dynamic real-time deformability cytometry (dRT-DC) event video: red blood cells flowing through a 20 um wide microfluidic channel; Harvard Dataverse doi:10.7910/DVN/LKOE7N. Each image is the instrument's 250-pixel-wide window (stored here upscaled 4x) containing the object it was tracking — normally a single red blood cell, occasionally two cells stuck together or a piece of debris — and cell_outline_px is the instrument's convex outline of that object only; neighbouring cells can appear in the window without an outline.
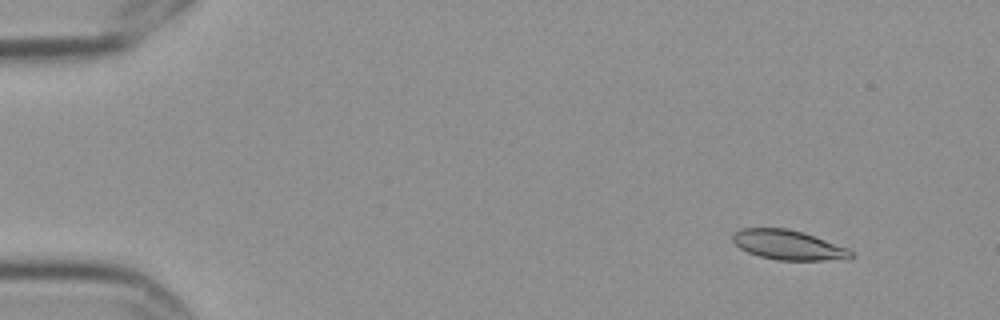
{"species": "Egyptian fruit bat (a non-hibernating species)", "species_latin": "Rousettus aegyptiacus", "temperature_condition": "cold", "stored_images_in_passage": 16, "segment_of_instrument_passage": [1, 2], "camera_frame_rate_fps": 3000, "um_per_image_px": 0.085, "frame": {"image": 1, "passage_image": 2, "time_ms": 0.333, "image_size_px": [1000, 320], "cell_outline_px": [[856, 256], [848, 260], [776, 260], [760, 256], [748, 252], [740, 248], [732, 240], [732, 236], [740, 228], [788, 228], [804, 232], [848, 248]], "centroid_in_image_um": [67.06, 20.83], "position_along_channel_um": 17.9, "area_um2": 20.63}}
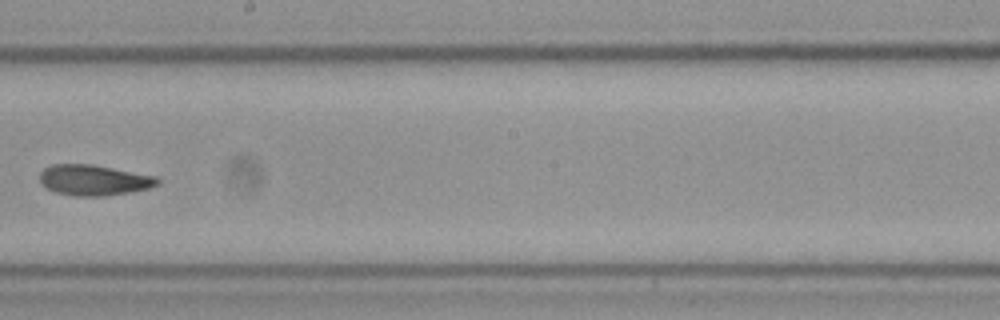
{"frame": {"image": 2, "passage_image": 9, "time_ms": 2.667, "image_size_px": [1000, 320], "cell_outline_px": [[160, 184], [148, 188], [128, 192], [104, 196], [72, 196], [56, 192], [48, 188], [40, 180], [40, 172], [44, 168], [52, 164], [92, 164], [156, 176], [160, 180]], "centroid_in_image_um": [7.99, 15.3], "position_along_channel_um": 240.2, "area_um2": 20.92}}
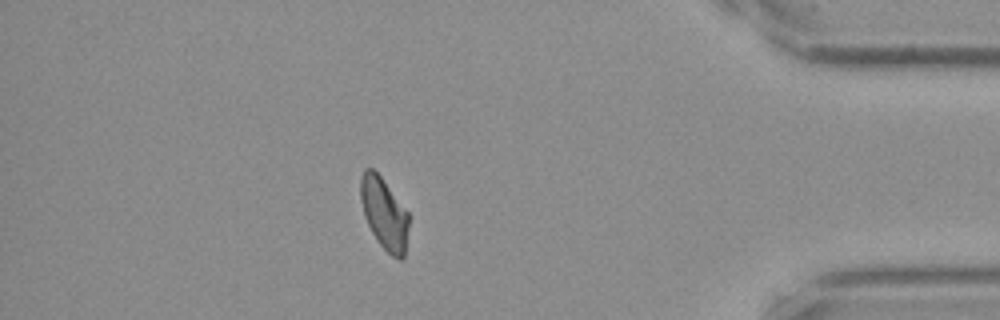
{"frame": {"image": 3, "passage_image": 14, "time_ms": 4.333, "image_size_px": [1000, 320], "cell_outline_px": [[408, 228], [404, 256], [400, 260], [392, 256], [376, 240], [364, 216], [360, 200], [360, 176], [364, 168], [372, 168], [380, 176], [408, 212]], "centroid_in_image_um": [32.63, 18.13], "position_along_channel_um": 402.6, "area_um2": 19.94}}